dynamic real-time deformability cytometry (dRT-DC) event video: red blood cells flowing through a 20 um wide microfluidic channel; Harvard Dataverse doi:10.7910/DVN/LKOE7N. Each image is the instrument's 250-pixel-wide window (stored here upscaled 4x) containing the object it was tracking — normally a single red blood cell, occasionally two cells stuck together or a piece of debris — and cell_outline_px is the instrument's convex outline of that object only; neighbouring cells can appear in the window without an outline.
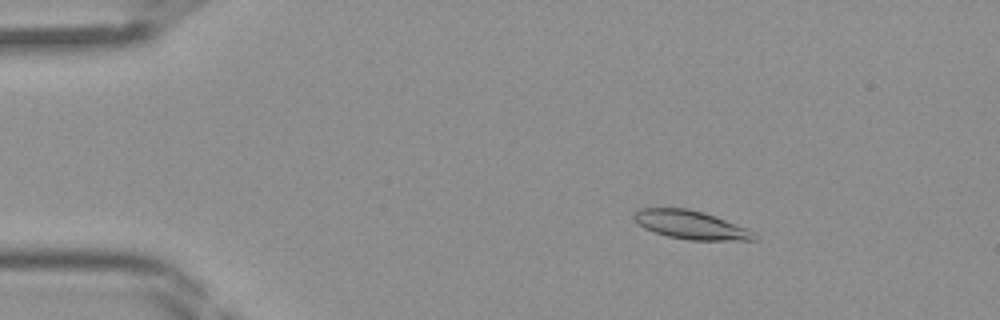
{"species": "Egyptian fruit bat (a non-hibernating species)", "species_latin": "Rousettus aegyptiacus", "temperature_condition": "room temperature", "stored_images_in_passage": 45, "camera_frame_rate_fps": 3000, "um_per_image_px": 0.085, "frame": {"image": 1, "passage_image": 8, "time_ms": 2.333, "image_size_px": [1000, 320], "cell_outline_px": [[756, 240], [688, 240], [668, 236], [644, 228], [636, 224], [632, 220], [632, 212], [640, 208], [688, 208], [704, 212], [748, 228], [756, 232]], "centroid_in_image_um": [58.68, 19.1], "position_along_channel_um": 26.3, "area_um2": 20.23}}
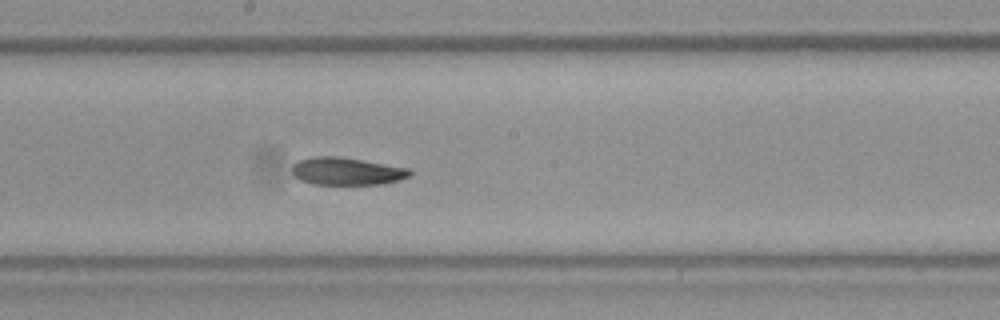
{"frame": {"image": 2, "passage_image": 25, "time_ms": 8.0, "image_size_px": [1000, 320], "cell_outline_px": [[412, 176], [400, 180], [380, 184], [312, 184], [300, 180], [292, 172], [292, 164], [296, 160], [312, 156], [340, 156], [364, 160], [408, 168], [412, 172]], "centroid_in_image_um": [29.45, 14.54], "position_along_channel_um": 218.7, "area_um2": 19.13}}
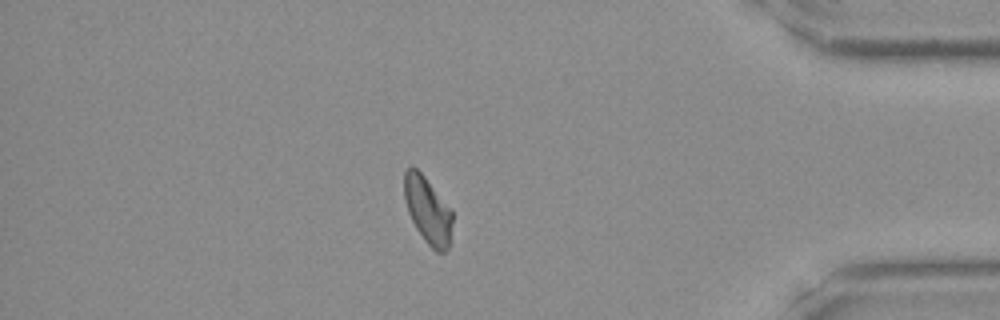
{"frame": {"image": 3, "passage_image": 39, "time_ms": 12.667, "image_size_px": [1000, 320], "cell_outline_px": [[452, 224], [448, 248], [444, 252], [436, 252], [424, 240], [416, 228], [408, 212], [404, 200], [404, 172], [412, 164], [424, 176], [452, 208]], "centroid_in_image_um": [36.35, 17.85], "position_along_channel_um": 398.8, "area_um2": 18.84}}